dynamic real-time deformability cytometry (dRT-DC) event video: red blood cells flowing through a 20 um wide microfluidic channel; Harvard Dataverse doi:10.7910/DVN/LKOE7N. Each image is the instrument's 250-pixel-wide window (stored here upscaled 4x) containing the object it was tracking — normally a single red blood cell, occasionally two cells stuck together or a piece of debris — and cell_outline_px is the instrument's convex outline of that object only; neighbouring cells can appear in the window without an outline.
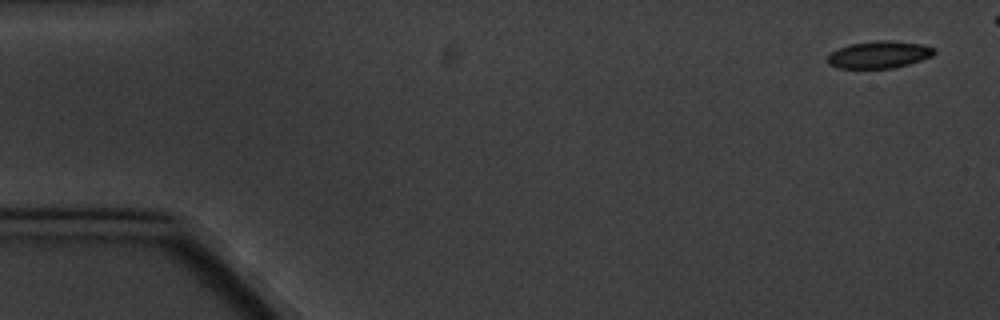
{"species": "common noctule bat (a hibernating species)", "species_latin": "Nyctalus noctula", "temperature_condition": "cold", "stored_images_in_passage": 12, "camera_frame_rate_fps": 3000, "um_per_image_px": 0.085, "animal": {"sex": "male", "body_mass_g": 20.1, "forearm_length_mm": 53.5}, "frame": {"image": 1, "passage_image": 1, "time_ms": 0.0, "image_size_px": [1000, 320], "cell_outline_px": [[936, 52], [932, 56], [908, 64], [892, 68], [840, 68], [828, 64], [828, 56], [836, 48], [852, 44], [876, 40], [888, 40], [920, 44], [936, 48]], "centroid_in_image_um": [74.73, 4.64], "position_along_channel_um": 10.3, "area_um2": 16.76}}
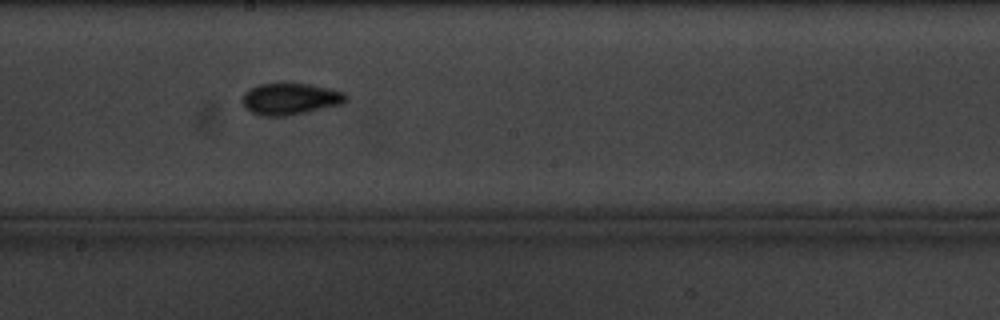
{"frame": {"image": 2, "passage_image": 9, "time_ms": 10.0, "image_size_px": [1000, 320], "cell_outline_px": [[348, 100], [344, 104], [284, 116], [260, 116], [252, 112], [244, 104], [244, 92], [248, 88], [260, 84], [308, 84], [328, 88], [344, 92], [348, 96]], "centroid_in_image_um": [24.71, 8.41], "position_along_channel_um": 223.5, "area_um2": 18.84}}
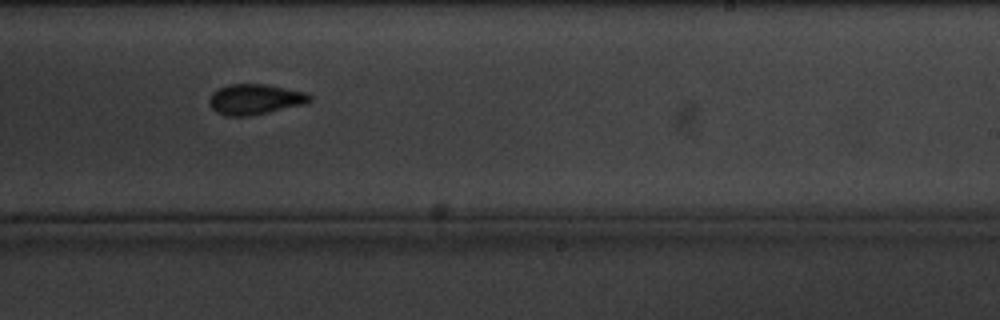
{"frame": {"image": 3, "passage_image": 10, "time_ms": 11.333, "image_size_px": [1000, 320], "cell_outline_px": [[312, 100], [308, 104], [248, 116], [228, 116], [216, 112], [208, 104], [208, 100], [212, 92], [228, 84], [264, 84], [308, 92], [312, 96]], "centroid_in_image_um": [21.71, 8.44], "position_along_channel_um": 267.3, "area_um2": 18.03}}